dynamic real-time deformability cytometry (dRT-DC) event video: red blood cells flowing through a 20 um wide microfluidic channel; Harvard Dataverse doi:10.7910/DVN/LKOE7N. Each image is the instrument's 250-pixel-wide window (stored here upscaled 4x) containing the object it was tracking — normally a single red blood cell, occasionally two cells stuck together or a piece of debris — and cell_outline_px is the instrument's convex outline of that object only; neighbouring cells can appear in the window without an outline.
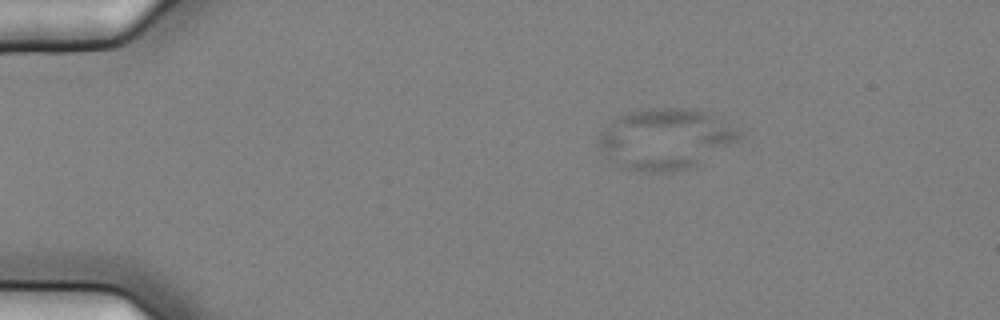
{"species": "common noctule bat (a hibernating species)", "species_latin": "Nyctalus noctula", "temperature_condition": "cold", "stored_images_in_passage": 4, "segment_of_instrument_passage": [1, 2], "camera_frame_rate_fps": 3000, "um_per_image_px": 0.085, "animal": {"sex": "female", "body_mass_g": 25.1}, "frame": {"image": 1, "passage_image": 1, "time_ms": 0.0, "image_size_px": [1000, 320], "cell_outline_px": [[744, 136], [740, 140], [696, 164], [684, 168], [660, 172], [648, 172], [624, 168], [604, 156], [596, 140], [600, 132], [616, 116], [636, 108], [696, 108], [708, 112], [740, 128], [744, 132]], "centroid_in_image_um": [56.56, 11.76], "position_along_channel_um": 28.4, "area_um2": 50.23}}